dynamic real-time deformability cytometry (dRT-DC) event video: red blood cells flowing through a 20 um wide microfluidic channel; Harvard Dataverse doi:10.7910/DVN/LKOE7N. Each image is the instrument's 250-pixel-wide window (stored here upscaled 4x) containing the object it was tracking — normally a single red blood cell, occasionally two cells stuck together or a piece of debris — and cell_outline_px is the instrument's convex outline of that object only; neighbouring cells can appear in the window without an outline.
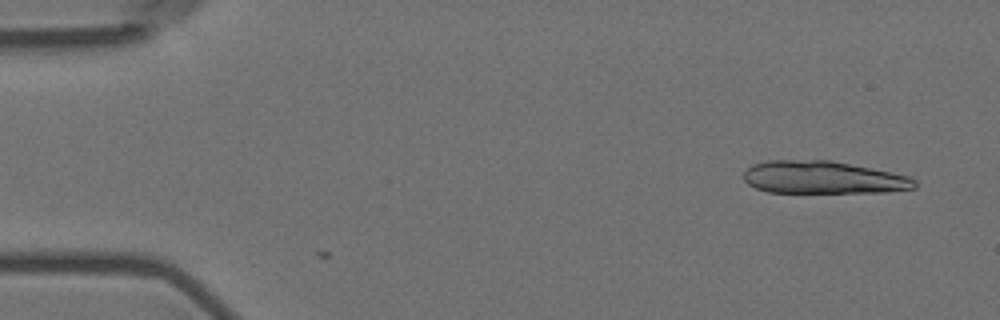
{"species": "Egyptian fruit bat (a non-hibernating species)", "species_latin": "Rousettus aegyptiacus", "temperature_condition": "room temperature", "stored_images_in_passage": 3, "camera_frame_rate_fps": 3000, "um_per_image_px": 0.085, "animal": {"sex": "female"}, "frame": {"image": 1, "passage_image": 3, "time_ms": 0.667, "image_size_px": [1000, 320], "cell_outline_px": [[916, 188], [884, 192], [768, 192], [756, 188], [748, 184], [744, 180], [744, 172], [752, 164], [768, 160], [832, 160], [892, 172], [908, 176], [916, 180]], "centroid_in_image_um": [69.96, 15.08], "position_along_channel_um": 15.0, "area_um2": 32.54}}